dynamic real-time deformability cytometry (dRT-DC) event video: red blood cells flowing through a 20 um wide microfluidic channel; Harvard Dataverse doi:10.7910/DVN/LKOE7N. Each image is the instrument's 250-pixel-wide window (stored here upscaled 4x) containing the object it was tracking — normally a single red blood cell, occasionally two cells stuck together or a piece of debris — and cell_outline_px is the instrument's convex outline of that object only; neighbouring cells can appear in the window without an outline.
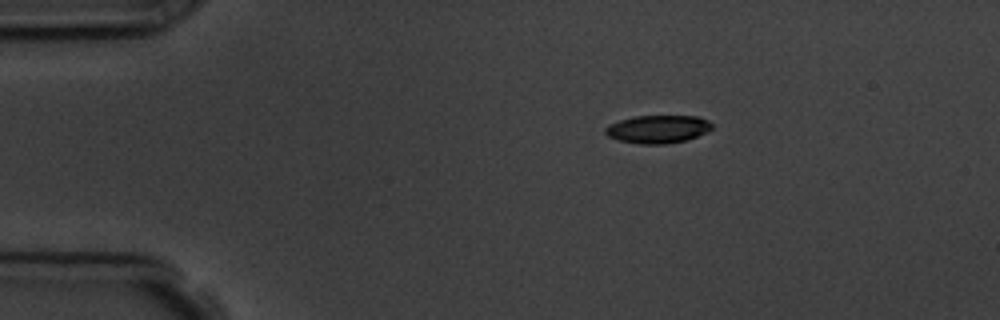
{"species": "common noctule bat (a hibernating species)", "species_latin": "Nyctalus noctula", "temperature_condition": "room temperature", "stored_images_in_passage": 3, "camera_frame_rate_fps": 3000, "um_per_image_px": 0.085, "animal": {"sex": "male", "body_mass_g": 19.5, "forearm_length_mm": 54.6}, "frame": {"image": 1, "passage_image": 1, "time_ms": 0.0, "image_size_px": [1000, 320], "cell_outline_px": [[712, 128], [708, 132], [684, 140], [664, 144], [640, 144], [616, 140], [608, 136], [604, 132], [604, 128], [608, 124], [620, 120], [636, 116], [696, 116], [708, 120], [712, 124]], "centroid_in_image_um": [55.88, 10.97], "position_along_channel_um": 29.1, "area_um2": 17.4}}